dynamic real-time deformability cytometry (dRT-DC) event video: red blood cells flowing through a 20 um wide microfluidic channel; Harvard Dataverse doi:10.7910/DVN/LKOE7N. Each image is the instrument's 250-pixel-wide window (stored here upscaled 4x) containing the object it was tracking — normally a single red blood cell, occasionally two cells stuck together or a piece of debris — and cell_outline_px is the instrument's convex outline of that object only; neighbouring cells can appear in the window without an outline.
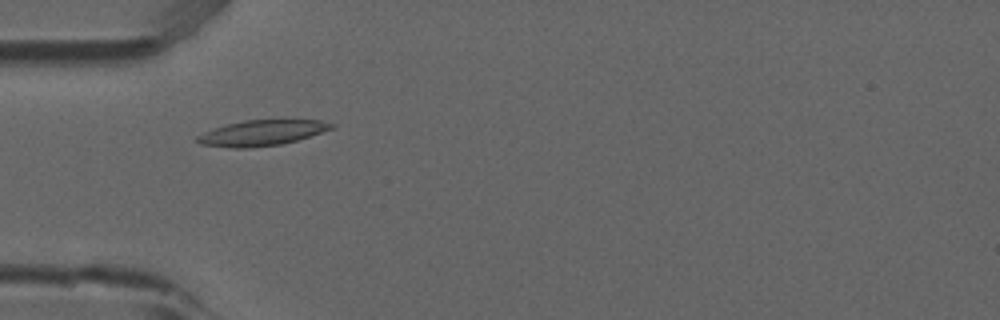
{"species": "common noctule bat (a hibernating species)", "species_latin": "Nyctalus noctula", "temperature_condition": "room temperature", "stored_images_in_passage": 41, "camera_frame_rate_fps": 3000, "um_per_image_px": 0.085, "animal": {"sex": "male", "forearm_length_mm": 52.5}, "frame": {"image": 1, "passage_image": 5, "time_ms": 1.333, "image_size_px": [1000, 320], "cell_outline_px": [[336, 124], [332, 128], [296, 140], [280, 144], [248, 148], [232, 148], [200, 144], [196, 140], [196, 136], [204, 132], [228, 124], [244, 120], [320, 120]], "centroid_in_image_um": [22.22, 11.29], "position_along_channel_um": 62.8, "area_um2": 19.59}}
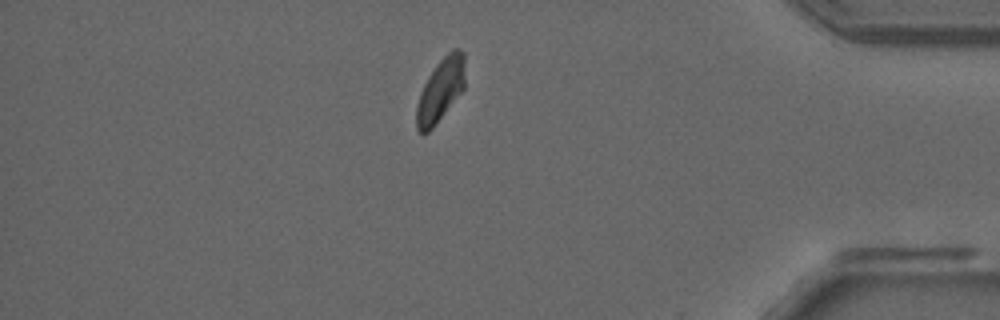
{"frame": {"image": 2, "passage_image": 34, "time_ms": 11.0, "image_size_px": [1000, 320], "cell_outline_px": [[464, 88], [432, 128], [428, 132], [420, 132], [416, 128], [416, 108], [420, 92], [428, 76], [436, 64], [452, 48], [460, 48], [464, 52]], "centroid_in_image_um": [37.44, 7.61], "position_along_channel_um": 397.8, "area_um2": 17.63}}
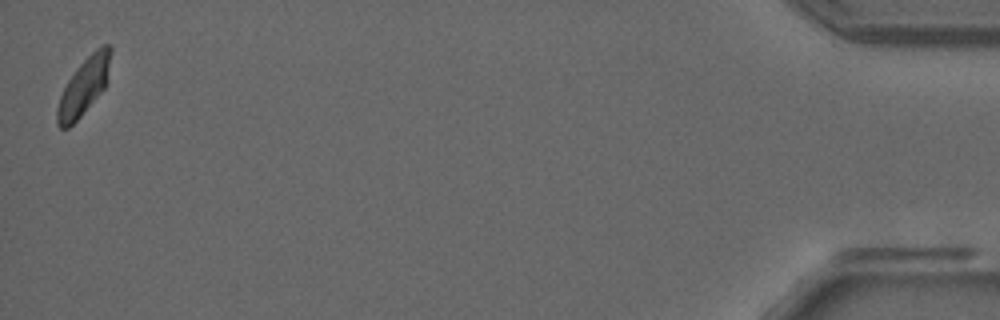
{"frame": {"image": 3, "passage_image": 41, "time_ms": 13.333, "image_size_px": [1000, 320], "cell_outline_px": [[112, 48], [104, 88], [80, 116], [68, 128], [60, 128], [56, 124], [56, 108], [60, 96], [68, 80], [76, 68], [96, 48], [104, 44], [108, 44]], "centroid_in_image_um": [7.09, 7.35], "position_along_channel_um": 428.1, "area_um2": 17.28}, "authors_computed_cell_mechanics": {"area_um2": 18.3226, "velocity_mm_per_s": 3.852, "shape_relaxation_time_tau1_ms": 9.9388, "shape_relaxation_time_tau2_ms": 9.425, "deformation_change_tau1": 0.2068, "deformation_change_tau2": 0.1364}}